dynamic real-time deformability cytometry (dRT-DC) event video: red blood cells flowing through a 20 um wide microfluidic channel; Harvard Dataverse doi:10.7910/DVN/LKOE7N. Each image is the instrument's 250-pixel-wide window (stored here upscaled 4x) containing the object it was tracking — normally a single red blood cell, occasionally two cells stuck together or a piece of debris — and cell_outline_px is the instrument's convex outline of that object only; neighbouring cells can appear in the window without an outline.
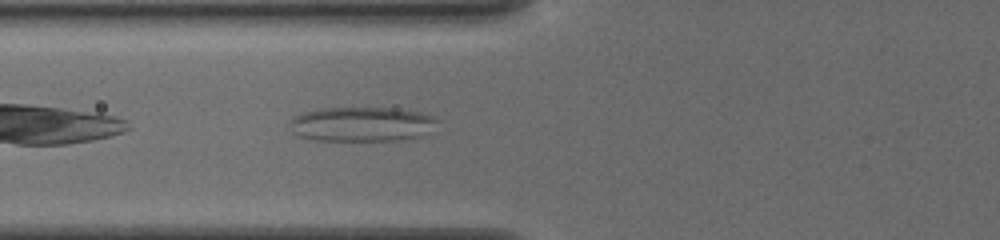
{"species": "common noctule bat (a hibernating species)", "species_latin": "Nyctalus noctula", "temperature_condition": "cold", "stored_images_in_passage": 36, "camera_frame_rate_fps": 3000, "um_per_image_px": 0.085, "animal": {"sex": "female", "body_mass_g": 19.5, "forearm_length_mm": 54.1}, "frame": {"image": 1, "passage_image": 4, "time_ms": 1.0, "image_size_px": [1000, 240], "cell_outline_px": [[436, 120], [424, 136], [404, 140], [312, 140], [300, 136], [296, 132], [292, 120], [292, 116], [320, 108], [396, 108], [420, 112], [432, 116]], "centroid_in_image_um": [30.78, 10.55], "position_along_channel_um": 95.0, "area_um2": 29.25}}
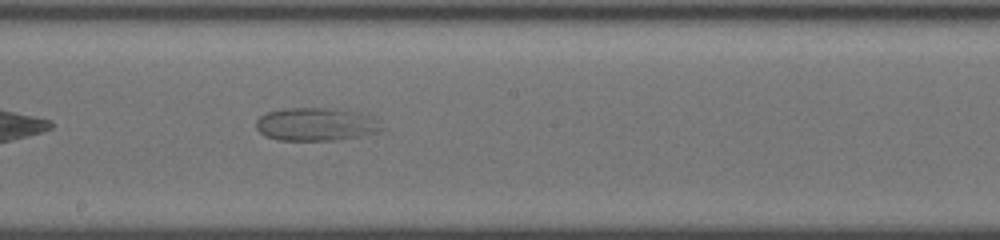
{"frame": {"image": 2, "passage_image": 14, "time_ms": 4.333, "image_size_px": [1000, 240], "cell_outline_px": [[388, 128], [380, 132], [360, 136], [336, 140], [276, 140], [264, 136], [256, 128], [256, 120], [260, 116], [268, 112], [284, 108], [332, 108], [360, 112], [372, 116]], "centroid_in_image_um": [26.92, 10.56], "position_along_channel_um": 221.3, "area_um2": 24.68}}
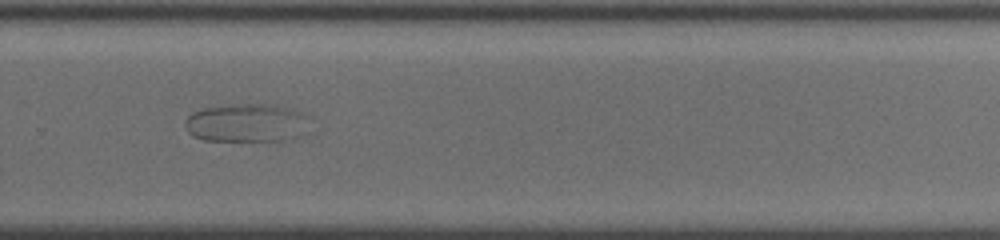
{"frame": {"image": 3, "passage_image": 21, "time_ms": 6.667, "image_size_px": [1000, 240], "cell_outline_px": [[308, 116], [284, 140], [204, 140], [192, 136], [188, 132], [184, 124], [184, 120], [192, 112], [204, 108], [232, 104], [276, 104], [292, 108], [304, 112]], "centroid_in_image_um": [20.76, 10.39], "position_along_channel_um": 309.0, "area_um2": 26.82}}